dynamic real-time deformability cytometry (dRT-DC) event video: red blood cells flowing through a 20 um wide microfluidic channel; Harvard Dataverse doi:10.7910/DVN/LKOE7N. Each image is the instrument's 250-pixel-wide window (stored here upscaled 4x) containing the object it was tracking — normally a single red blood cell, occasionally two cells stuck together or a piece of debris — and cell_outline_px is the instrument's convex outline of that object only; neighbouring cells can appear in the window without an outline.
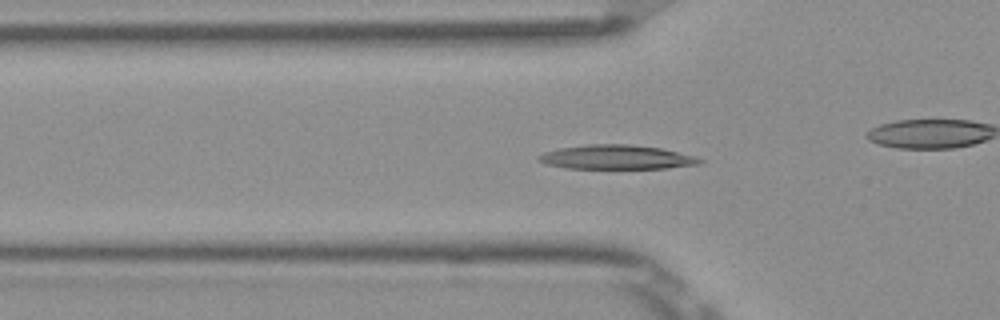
{"species": "Egyptian fruit bat (a non-hibernating species)", "species_latin": "Rousettus aegyptiacus", "temperature_condition": "room temperature", "stored_images_in_passage": 45, "camera_frame_rate_fps": 3000, "um_per_image_px": 0.085, "frame": {"image": 1, "passage_image": 9, "time_ms": 2.667, "image_size_px": [1000, 320], "cell_outline_px": [[704, 160], [700, 164], [664, 168], [564, 168], [548, 164], [540, 160], [536, 156], [544, 152], [560, 148], [588, 144], [628, 144], [660, 148], [696, 156]], "centroid_in_image_um": [52.42, 13.35], "position_along_channel_um": 73.4, "area_um2": 22.54}}
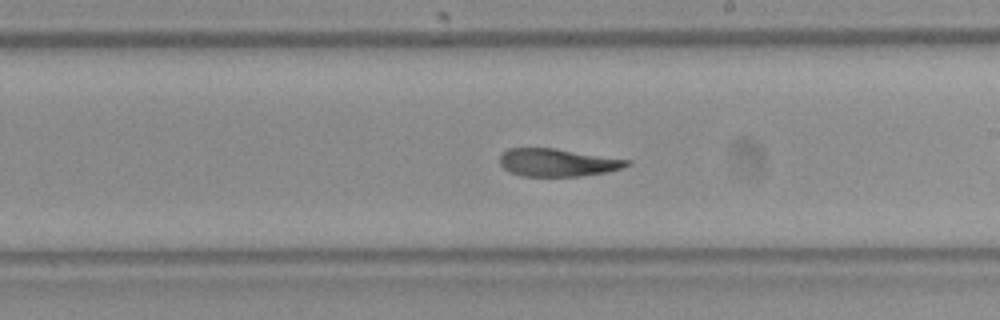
{"frame": {"image": 2, "passage_image": 22, "time_ms": 7.0, "image_size_px": [1000, 320], "cell_outline_px": [[632, 164], [608, 172], [580, 176], [520, 176], [508, 172], [500, 164], [500, 156], [508, 148], [556, 148], [632, 160]], "centroid_in_image_um": [47.41, 13.81], "position_along_channel_um": 241.6, "area_um2": 20.75}}
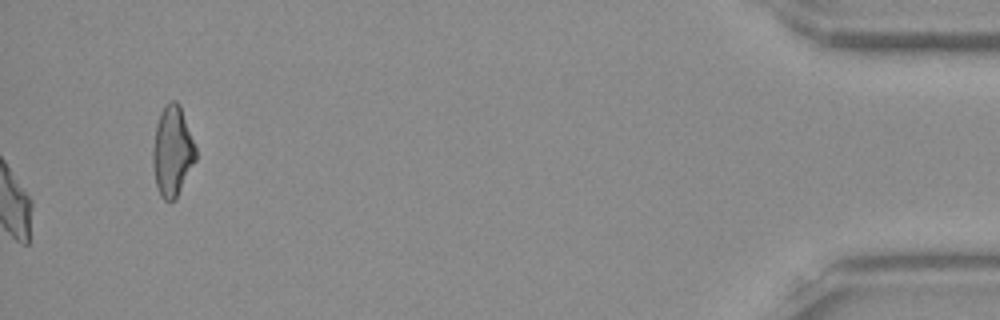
{"frame": {"image": 3, "passage_image": 45, "time_ms": 14.667, "image_size_px": [1000, 320], "cell_outline_px": [[196, 160], [176, 200], [164, 200], [160, 196], [156, 188], [152, 164], [152, 148], [156, 124], [160, 112], [172, 100], [176, 100], [180, 104], [196, 148]], "centroid_in_image_um": [14.64, 12.89], "position_along_channel_um": 420.6, "area_um2": 22.77}, "authors_computed_cell_mechanics": {"area_um2": 21.5594, "velocity_mm_per_s": 3.8686, "shape_relaxation_time_tau1_ms": null, "shape_relaxation_time_tau2_ms": 2.2799, "deformation_change_tau1": null, "deformation_change_tau2": 0.0995}}